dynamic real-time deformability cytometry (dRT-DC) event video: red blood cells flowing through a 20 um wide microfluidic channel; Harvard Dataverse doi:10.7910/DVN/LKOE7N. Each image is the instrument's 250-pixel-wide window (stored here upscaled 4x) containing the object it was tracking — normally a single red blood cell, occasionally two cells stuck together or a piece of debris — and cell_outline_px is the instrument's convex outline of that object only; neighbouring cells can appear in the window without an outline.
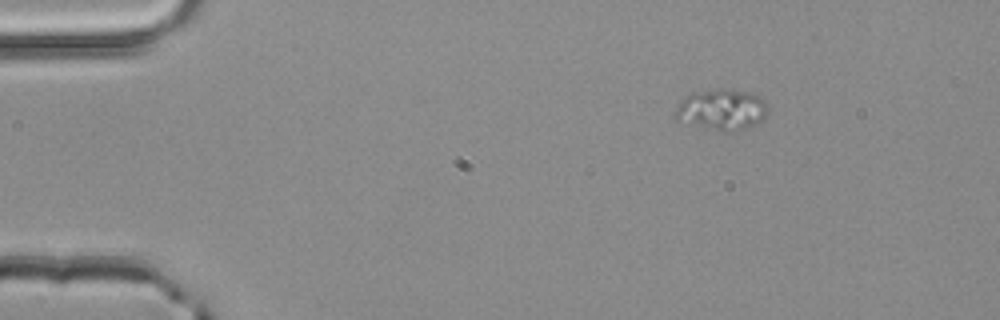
{"species": "common noctule bat (a hibernating species)", "species_latin": "Nyctalus noctula", "temperature_condition": "room temperature", "stored_images_in_passage": 4, "segment_of_instrument_passage": [2, 2], "camera_frame_rate_fps": 3000, "um_per_image_px": 0.085, "animal": {"sex": "male", "body_mass_g": 20.4}, "frame": {"image": 1, "passage_image": 4, "time_ms": 1.0, "image_size_px": [1000, 320], "cell_outline_px": [[768, 112], [764, 120], [756, 124], [732, 132], [724, 132], [676, 120], [672, 112], [680, 100], [692, 92], [720, 88], [724, 88], [748, 92], [764, 96], [768, 104]], "centroid_in_image_um": [61.37, 9.3], "position_along_channel_um": 23.6, "area_um2": 22.72}}